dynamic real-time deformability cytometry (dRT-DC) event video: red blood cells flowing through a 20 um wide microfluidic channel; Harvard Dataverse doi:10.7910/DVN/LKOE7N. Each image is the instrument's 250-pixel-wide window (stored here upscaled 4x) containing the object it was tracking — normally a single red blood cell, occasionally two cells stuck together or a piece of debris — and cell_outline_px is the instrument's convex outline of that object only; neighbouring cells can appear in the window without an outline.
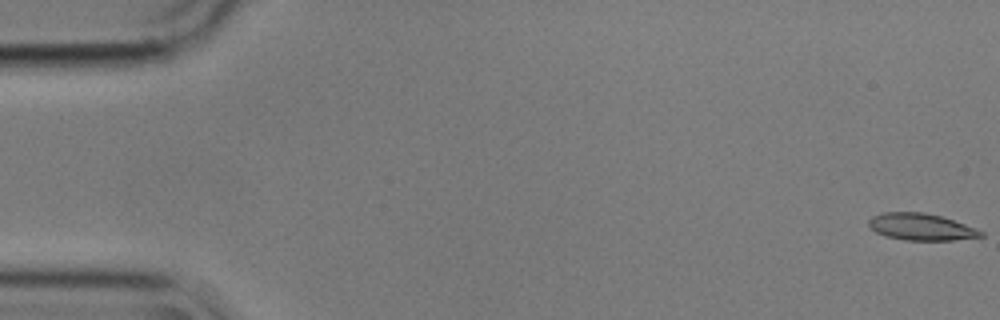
{"species": "common noctule bat (a hibernating species)", "species_latin": "Nyctalus noctula", "temperature_condition": "cold", "stored_images_in_passage": 56, "camera_frame_rate_fps": 3000, "um_per_image_px": 0.085, "animal": {"sex": "male", "body_mass_g": 17.9}, "frame": {"image": 1, "passage_image": 1, "time_ms": 0.0, "image_size_px": [1000, 320], "cell_outline_px": [[984, 236], [952, 240], [904, 240], [884, 236], [876, 232], [868, 224], [868, 220], [872, 216], [884, 212], [924, 212], [940, 216], [976, 228], [984, 232]], "centroid_in_image_um": [78.27, 19.28], "position_along_channel_um": 6.7, "area_um2": 17.46}}
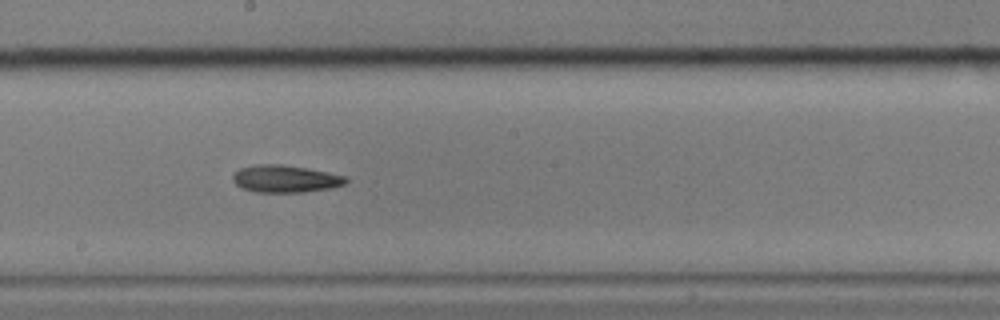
{"frame": {"image": 2, "passage_image": 31, "time_ms": 10.0, "image_size_px": [1000, 320], "cell_outline_px": [[348, 180], [344, 184], [332, 188], [304, 192], [256, 192], [240, 188], [232, 180], [232, 176], [240, 168], [256, 164], [280, 164], [308, 168], [348, 176]], "centroid_in_image_um": [24.26, 15.2], "position_along_channel_um": 223.9, "area_um2": 18.15}}
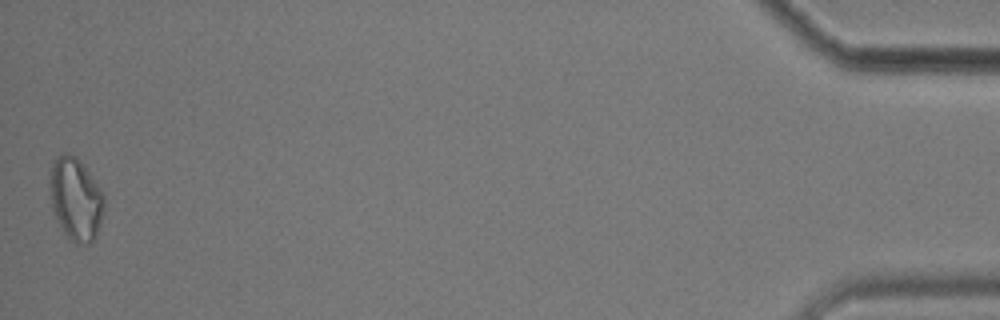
{"frame": {"image": 3, "passage_image": 56, "time_ms": 18.333, "image_size_px": [1000, 320], "cell_outline_px": [[104, 212], [96, 236], [88, 244], [76, 244], [64, 232], [52, 208], [48, 184], [48, 180], [52, 164], [56, 156], [64, 152], [68, 152], [76, 156], [84, 164], [104, 192]], "centroid_in_image_um": [6.44, 16.86], "position_along_channel_um": 428.8, "area_um2": 26.59}, "authors_computed_cell_mechanics": {"area_um2": 18.207, "velocity_mm_per_s": 3.5608, "shape_relaxation_time_tau1_ms": 9.0766, "shape_relaxation_time_tau2_ms": null, "deformation_change_tau1": 0.1661, "deformation_change_tau2": null}}